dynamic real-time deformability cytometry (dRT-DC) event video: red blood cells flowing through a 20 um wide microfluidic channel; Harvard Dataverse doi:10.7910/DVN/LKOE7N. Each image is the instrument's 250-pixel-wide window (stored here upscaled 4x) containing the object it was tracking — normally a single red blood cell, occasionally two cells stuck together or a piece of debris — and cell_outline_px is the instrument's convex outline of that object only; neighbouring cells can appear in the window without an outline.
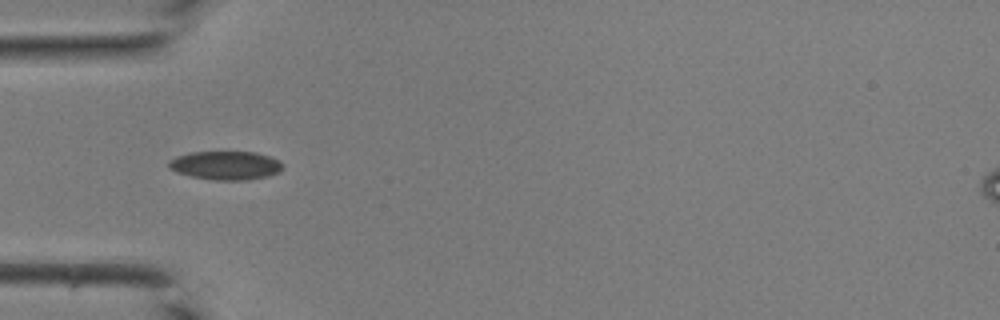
{"species": "common noctule bat (a hibernating species)", "species_latin": "Nyctalus noctula", "temperature_condition": "room temperature", "stored_images_in_passage": 14, "camera_frame_rate_fps": 3000, "um_per_image_px": 0.085, "animal": {"sex": "male", "body_mass_g": 19.0, "forearm_length_mm": 50.8}, "frame": {"image": 1, "passage_image": 3, "time_ms": 0.667, "image_size_px": [1000, 320], "cell_outline_px": [[284, 168], [280, 172], [268, 176], [244, 180], [216, 180], [192, 176], [176, 172], [168, 168], [168, 160], [176, 156], [188, 152], [256, 152], [280, 160], [284, 164]], "centroid_in_image_um": [19.19, 14.05], "position_along_channel_um": 65.8, "area_um2": 19.19}}
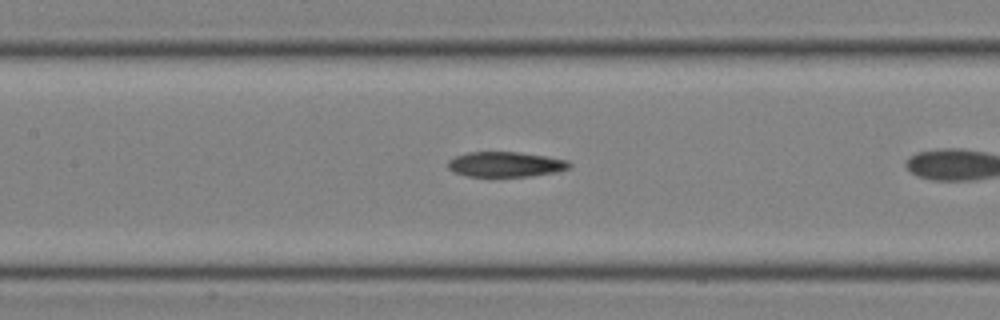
{"frame": {"image": 2, "passage_image": 7, "time_ms": 2.0, "image_size_px": [1000, 320], "cell_outline_px": [[572, 164], [568, 168], [552, 172], [528, 176], [468, 176], [452, 172], [448, 168], [448, 160], [456, 156], [468, 152], [520, 152], [568, 160]], "centroid_in_image_um": [42.92, 13.96], "position_along_channel_um": 164.5, "area_um2": 17.57}}
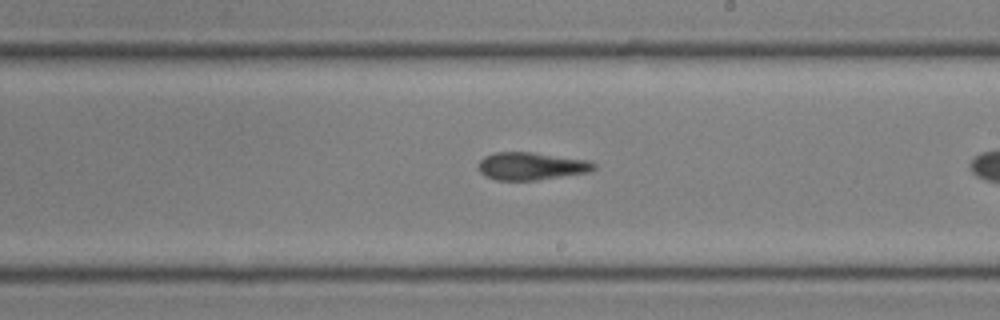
{"frame": {"image": 3, "passage_image": 12, "time_ms": 3.667, "image_size_px": [1000, 320], "cell_outline_px": [[596, 168], [588, 172], [536, 180], [496, 180], [484, 176], [480, 172], [480, 160], [484, 156], [496, 152], [532, 152], [588, 160], [596, 164]], "centroid_in_image_um": [45.15, 14.12], "position_along_channel_um": 243.8, "area_um2": 18.5}}